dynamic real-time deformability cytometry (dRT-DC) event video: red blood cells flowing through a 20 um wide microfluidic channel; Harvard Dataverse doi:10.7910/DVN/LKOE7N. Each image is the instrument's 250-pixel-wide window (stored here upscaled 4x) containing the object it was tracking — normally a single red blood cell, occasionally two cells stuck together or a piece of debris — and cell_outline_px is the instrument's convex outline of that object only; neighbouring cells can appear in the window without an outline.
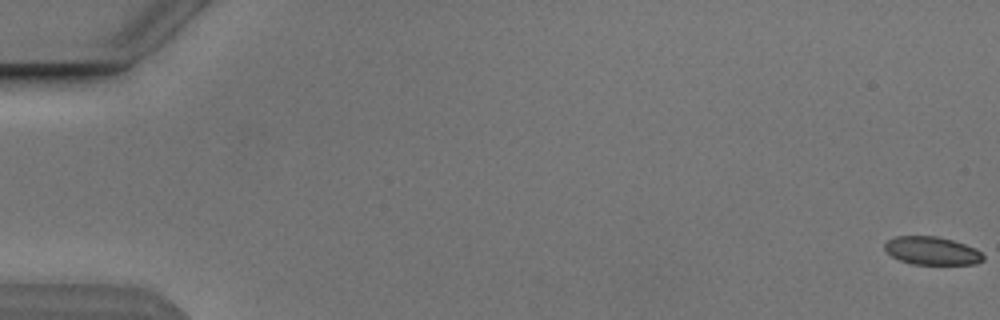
{"species": "Egyptian fruit bat (a non-hibernating species)", "species_latin": "Rousettus aegyptiacus", "temperature_condition": "cold", "stored_images_in_passage": 5, "camera_frame_rate_fps": 3000, "um_per_image_px": 0.085, "animal": {"sex": "male"}, "frame": {"image": 1, "passage_image": 1, "time_ms": 0.0, "image_size_px": [1000, 320], "cell_outline_px": [[984, 260], [976, 264], [912, 264], [900, 260], [892, 256], [884, 248], [884, 244], [888, 240], [896, 236], [936, 236], [952, 240], [976, 248], [984, 256]], "centroid_in_image_um": [79.22, 21.31], "position_along_channel_um": 5.8, "area_um2": 16.07}}
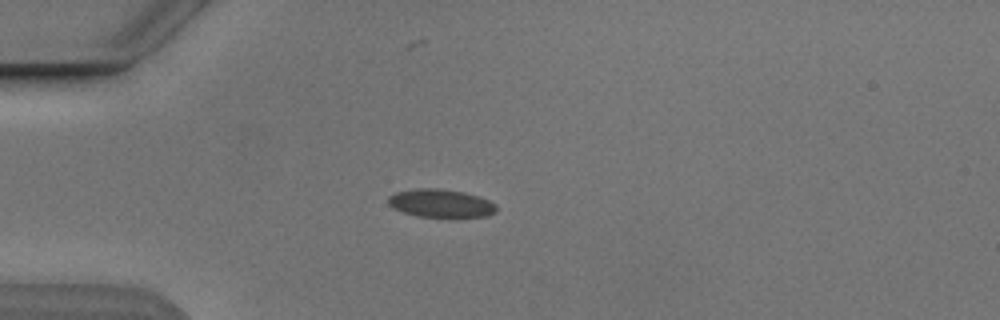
{"frame": {"image": 2, "passage_image": 5, "time_ms": 5.0, "image_size_px": [1000, 320], "cell_outline_px": [[496, 212], [488, 216], [456, 220], [452, 220], [416, 216], [392, 208], [388, 204], [388, 196], [396, 192], [416, 188], [436, 188], [464, 192], [480, 196], [496, 204]], "centroid_in_image_um": [37.51, 17.33], "position_along_channel_um": 47.5, "area_um2": 18.73}}